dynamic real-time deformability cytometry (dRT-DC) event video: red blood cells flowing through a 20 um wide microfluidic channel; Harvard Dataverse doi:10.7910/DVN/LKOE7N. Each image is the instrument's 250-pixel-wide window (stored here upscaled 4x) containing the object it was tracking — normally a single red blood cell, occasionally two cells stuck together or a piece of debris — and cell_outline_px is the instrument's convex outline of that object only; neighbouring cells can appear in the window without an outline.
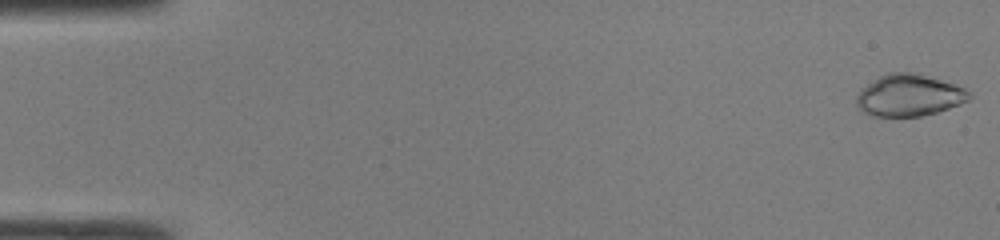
{"species": "common noctule bat (a hibernating species)", "species_latin": "Nyctalus noctula", "temperature_condition": "room temperature", "stored_images_in_passage": 46, "camera_frame_rate_fps": 3000, "um_per_image_px": 0.085, "animal": {"sex": "male", "body_mass_g": 19.0, "forearm_length_mm": 50.8}, "frame": {"image": 1, "passage_image": 1, "time_ms": 0.0, "image_size_px": [1000, 240], "cell_outline_px": [[972, 96], [968, 100], [948, 108], [936, 112], [920, 116], [872, 116], [856, 108], [856, 96], [860, 88], [880, 76], [888, 72], [912, 72], [956, 84], [972, 92]], "centroid_in_image_um": [77.24, 8.1], "position_along_channel_um": 7.8, "area_um2": 27.51}}
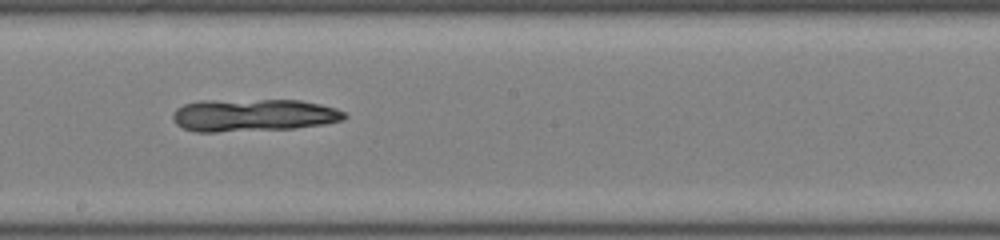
{"frame": {"image": 2, "passage_image": 27, "time_ms": 8.667, "image_size_px": [1000, 240], "cell_outline_px": [[348, 116], [344, 120], [324, 124], [296, 128], [216, 132], [196, 132], [184, 128], [176, 124], [172, 120], [172, 112], [176, 108], [184, 104], [200, 100], [300, 100], [320, 104], [336, 108], [344, 112]], "centroid_in_image_um": [21.51, 9.79], "position_along_channel_um": 226.7, "area_um2": 32.83}}
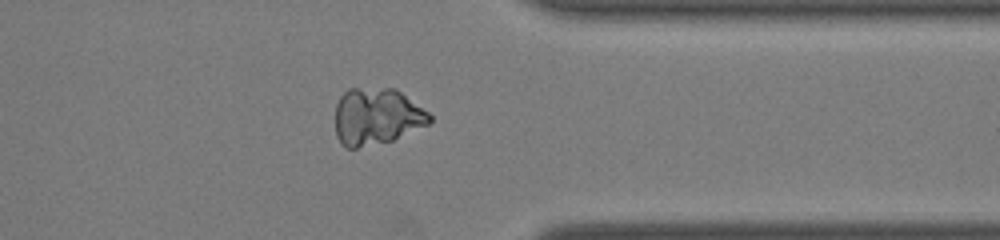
{"frame": {"image": 3, "passage_image": 38, "time_ms": 12.333, "image_size_px": [1000, 240], "cell_outline_px": [[432, 120], [428, 124], [392, 140], [356, 148], [344, 148], [340, 144], [336, 136], [336, 104], [340, 96], [348, 88], [396, 88], [428, 112], [432, 116]], "centroid_in_image_um": [31.99, 9.9], "position_along_channel_um": 379.4, "area_um2": 31.27}}